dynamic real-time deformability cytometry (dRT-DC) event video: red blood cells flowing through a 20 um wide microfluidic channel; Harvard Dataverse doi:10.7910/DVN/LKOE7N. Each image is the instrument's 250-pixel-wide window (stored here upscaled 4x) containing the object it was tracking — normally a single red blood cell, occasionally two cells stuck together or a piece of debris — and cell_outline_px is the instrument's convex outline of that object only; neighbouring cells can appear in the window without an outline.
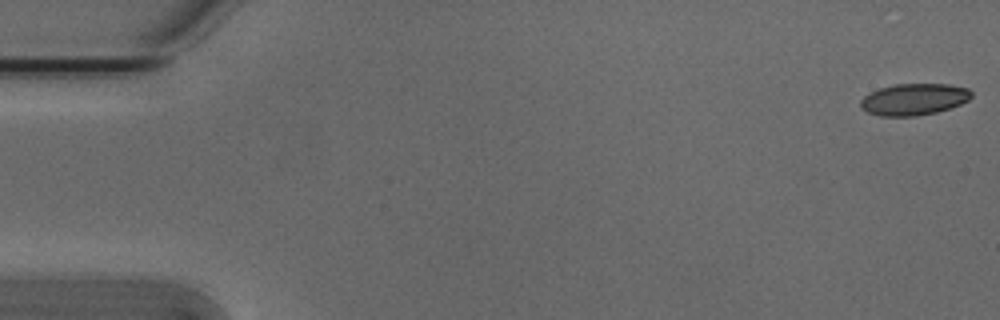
{"species": "Egyptian fruit bat (a non-hibernating species)", "species_latin": "Rousettus aegyptiacus", "temperature_condition": "cold", "stored_images_in_passage": 54, "camera_frame_rate_fps": 3000, "um_per_image_px": 0.085, "animal": {"sex": "male"}, "frame": {"image": 1, "passage_image": 1, "time_ms": 0.0, "image_size_px": [1000, 320], "cell_outline_px": [[972, 96], [968, 100], [960, 104], [936, 112], [916, 116], [880, 116], [868, 112], [860, 108], [860, 100], [864, 96], [880, 88], [896, 84], [948, 84], [968, 88], [972, 92]], "centroid_in_image_um": [77.68, 8.44], "position_along_channel_um": 7.3, "area_um2": 20.35}}
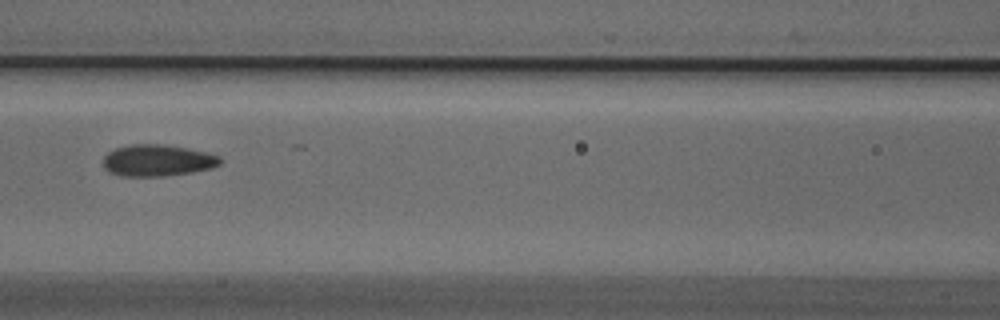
{"frame": {"image": 2, "passage_image": 24, "time_ms": 7.667, "image_size_px": [1000, 320], "cell_outline_px": [[220, 164], [212, 168], [192, 172], [164, 176], [120, 176], [108, 172], [104, 168], [104, 156], [108, 152], [116, 148], [132, 144], [164, 144], [188, 148], [220, 156]], "centroid_in_image_um": [13.37, 13.64], "position_along_channel_um": 153.2, "area_um2": 21.56}}
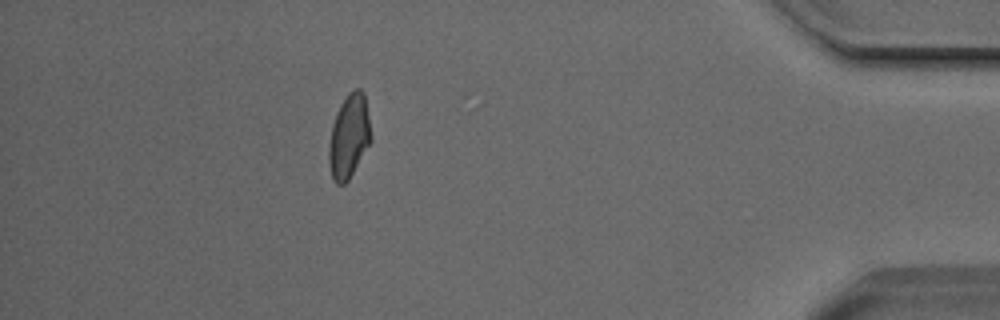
{"frame": {"image": 3, "passage_image": 48, "time_ms": 15.667, "image_size_px": [1000, 320], "cell_outline_px": [[372, 140], [348, 180], [344, 184], [336, 184], [332, 180], [328, 160], [328, 148], [332, 124], [336, 112], [340, 104], [348, 92], [356, 88], [360, 88], [364, 92], [372, 136]], "centroid_in_image_um": [29.66, 11.58], "position_along_channel_um": 405.5, "area_um2": 20.75}, "authors_computed_cell_mechanics": {"area_um2": 20.7502, "velocity_mm_per_s": 3.8043, "shape_relaxation_time_tau1_ms": 7.2888, "shape_relaxation_time_tau2_ms": 1.6622, "deformation_change_tau1": 0.1491, "deformation_change_tau2": 0.0749}}